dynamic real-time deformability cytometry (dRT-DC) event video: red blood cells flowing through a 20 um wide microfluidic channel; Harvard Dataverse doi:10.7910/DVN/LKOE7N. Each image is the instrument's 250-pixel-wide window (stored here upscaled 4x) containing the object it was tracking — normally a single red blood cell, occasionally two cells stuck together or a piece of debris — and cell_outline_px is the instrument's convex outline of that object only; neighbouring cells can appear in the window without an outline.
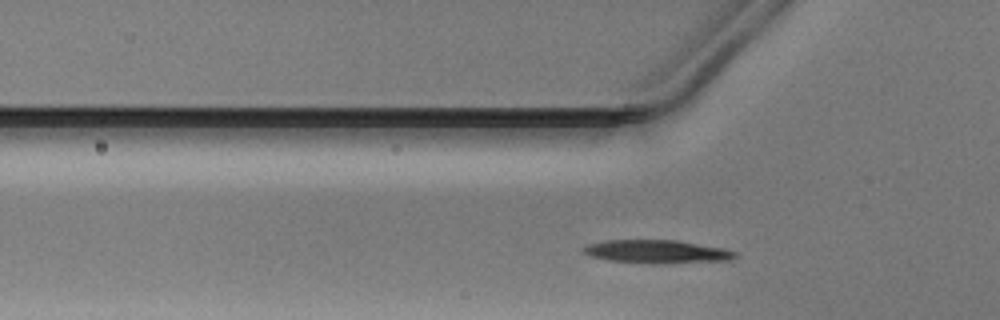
{"species": "Egyptian fruit bat (a non-hibernating species)", "species_latin": "Rousettus aegyptiacus", "temperature_condition": "warm", "stored_images_in_passage": 28, "camera_frame_rate_fps": 3000, "um_per_image_px": 0.085, "animal": {"sex": "male"}, "frame": {"image": 1, "passage_image": 4, "time_ms": 1.0, "image_size_px": [1000, 320], "cell_outline_px": [[736, 256], [732, 260], [664, 264], [608, 260], [592, 256], [584, 252], [580, 248], [588, 244], [604, 240], [676, 240], [724, 248], [736, 252]], "centroid_in_image_um": [55.86, 21.39], "position_along_channel_um": 69.9, "area_um2": 20.58}}
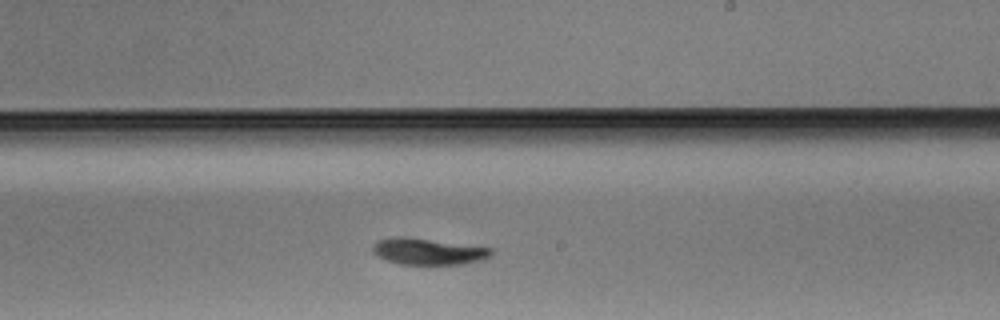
{"frame": {"image": 2, "passage_image": 18, "time_ms": 5.667, "image_size_px": [1000, 320], "cell_outline_px": [[492, 256], [484, 260], [464, 264], [400, 264], [388, 260], [372, 252], [372, 244], [376, 240], [388, 236], [408, 236], [492, 248]], "centroid_in_image_um": [36.38, 21.35], "position_along_channel_um": 252.6, "area_um2": 18.55}}
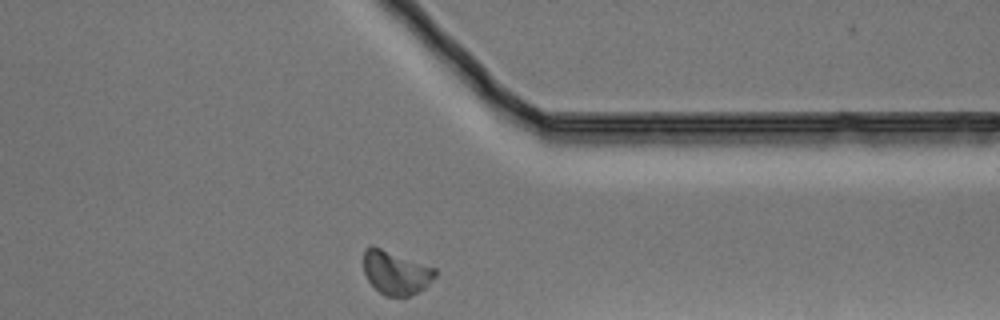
{"frame": {"image": 3, "passage_image": 28, "time_ms": 9.0, "image_size_px": [1000, 320], "cell_outline_px": [[436, 276], [424, 288], [408, 296], [384, 296], [368, 280], [364, 272], [364, 248], [372, 244], [436, 268]], "centroid_in_image_um": [33.63, 23.14], "position_along_channel_um": 377.8, "area_um2": 18.21}}